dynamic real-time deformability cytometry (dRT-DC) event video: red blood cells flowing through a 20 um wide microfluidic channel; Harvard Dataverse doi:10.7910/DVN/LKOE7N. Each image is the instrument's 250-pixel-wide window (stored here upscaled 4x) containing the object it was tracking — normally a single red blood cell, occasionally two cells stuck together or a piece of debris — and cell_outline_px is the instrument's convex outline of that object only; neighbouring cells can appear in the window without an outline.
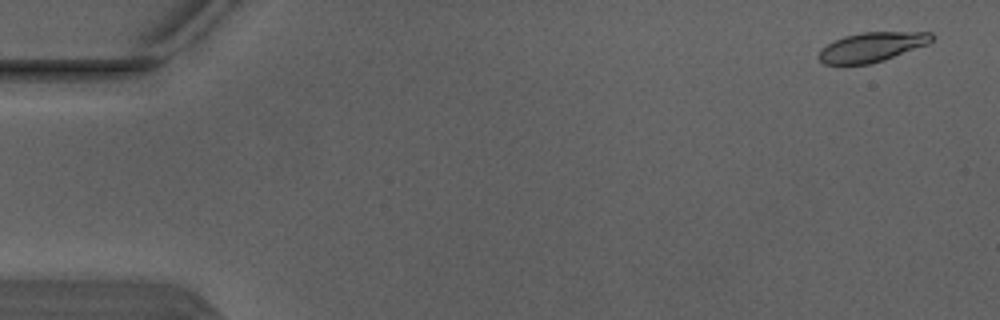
{"species": "Egyptian fruit bat (a non-hibernating species)", "species_latin": "Rousettus aegyptiacus", "temperature_condition": "warm", "stored_images_in_passage": 3, "camera_frame_rate_fps": 3000, "um_per_image_px": 0.085, "animal": {"sex": "male"}, "frame": {"image": 1, "passage_image": 1, "time_ms": 0.0, "image_size_px": [1000, 320], "cell_outline_px": [[936, 36], [928, 44], [884, 60], [868, 64], [824, 64], [816, 56], [820, 48], [844, 36], [864, 32], [932, 32]], "centroid_in_image_um": [74.11, 3.99], "position_along_channel_um": 10.9, "area_um2": 19.42}}